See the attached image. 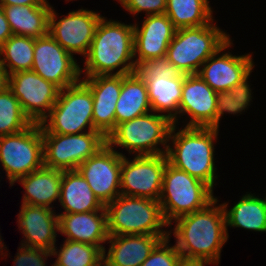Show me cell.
<instances>
[{"mask_svg":"<svg viewBox=\"0 0 266 266\" xmlns=\"http://www.w3.org/2000/svg\"><path fill=\"white\" fill-rule=\"evenodd\" d=\"M2 236H1V234H0V255H2V257H3V259H4V257L5 256H8V253H4L3 251L5 250L6 251V249H7V247H5V245H4V242H2V238H1ZM6 248V249H5Z\"/></svg>","mask_w":266,"mask_h":266,"instance_id":"obj_41","label":"cell"},{"mask_svg":"<svg viewBox=\"0 0 266 266\" xmlns=\"http://www.w3.org/2000/svg\"><path fill=\"white\" fill-rule=\"evenodd\" d=\"M105 209L109 235H169L170 226L157 200L120 194Z\"/></svg>","mask_w":266,"mask_h":266,"instance_id":"obj_5","label":"cell"},{"mask_svg":"<svg viewBox=\"0 0 266 266\" xmlns=\"http://www.w3.org/2000/svg\"><path fill=\"white\" fill-rule=\"evenodd\" d=\"M48 257H52L51 251L21 245L13 259V266H47Z\"/></svg>","mask_w":266,"mask_h":266,"instance_id":"obj_36","label":"cell"},{"mask_svg":"<svg viewBox=\"0 0 266 266\" xmlns=\"http://www.w3.org/2000/svg\"><path fill=\"white\" fill-rule=\"evenodd\" d=\"M123 156L125 154L114 150L106 143L77 168L104 206L121 194L120 177Z\"/></svg>","mask_w":266,"mask_h":266,"instance_id":"obj_17","label":"cell"},{"mask_svg":"<svg viewBox=\"0 0 266 266\" xmlns=\"http://www.w3.org/2000/svg\"><path fill=\"white\" fill-rule=\"evenodd\" d=\"M44 166L56 170H77L106 143L99 131L80 134L42 133Z\"/></svg>","mask_w":266,"mask_h":266,"instance_id":"obj_12","label":"cell"},{"mask_svg":"<svg viewBox=\"0 0 266 266\" xmlns=\"http://www.w3.org/2000/svg\"><path fill=\"white\" fill-rule=\"evenodd\" d=\"M216 197L205 208L175 219L169 236L182 258L205 260L218 266L221 250L228 241L225 212ZM172 233V234H171Z\"/></svg>","mask_w":266,"mask_h":266,"instance_id":"obj_1","label":"cell"},{"mask_svg":"<svg viewBox=\"0 0 266 266\" xmlns=\"http://www.w3.org/2000/svg\"><path fill=\"white\" fill-rule=\"evenodd\" d=\"M205 265H211V263L205 260L182 258L177 264V266H205Z\"/></svg>","mask_w":266,"mask_h":266,"instance_id":"obj_40","label":"cell"},{"mask_svg":"<svg viewBox=\"0 0 266 266\" xmlns=\"http://www.w3.org/2000/svg\"><path fill=\"white\" fill-rule=\"evenodd\" d=\"M213 191L205 182L167 162L159 203L170 228L175 219L201 210L211 203L216 198Z\"/></svg>","mask_w":266,"mask_h":266,"instance_id":"obj_7","label":"cell"},{"mask_svg":"<svg viewBox=\"0 0 266 266\" xmlns=\"http://www.w3.org/2000/svg\"><path fill=\"white\" fill-rule=\"evenodd\" d=\"M255 195L246 192L230 209L227 202L222 203L228 238V227L266 233V195L264 198Z\"/></svg>","mask_w":266,"mask_h":266,"instance_id":"obj_27","label":"cell"},{"mask_svg":"<svg viewBox=\"0 0 266 266\" xmlns=\"http://www.w3.org/2000/svg\"><path fill=\"white\" fill-rule=\"evenodd\" d=\"M146 81L135 71L122 75V88L116 103V126L151 112Z\"/></svg>","mask_w":266,"mask_h":266,"instance_id":"obj_26","label":"cell"},{"mask_svg":"<svg viewBox=\"0 0 266 266\" xmlns=\"http://www.w3.org/2000/svg\"><path fill=\"white\" fill-rule=\"evenodd\" d=\"M62 176V170L43 166L19 178L16 182H19L25 190L22 204L53 209L54 202L60 200Z\"/></svg>","mask_w":266,"mask_h":266,"instance_id":"obj_23","label":"cell"},{"mask_svg":"<svg viewBox=\"0 0 266 266\" xmlns=\"http://www.w3.org/2000/svg\"><path fill=\"white\" fill-rule=\"evenodd\" d=\"M12 34L39 38L48 34L52 5H1Z\"/></svg>","mask_w":266,"mask_h":266,"instance_id":"obj_24","label":"cell"},{"mask_svg":"<svg viewBox=\"0 0 266 266\" xmlns=\"http://www.w3.org/2000/svg\"><path fill=\"white\" fill-rule=\"evenodd\" d=\"M165 14L176 29L207 25L215 20L209 0H167Z\"/></svg>","mask_w":266,"mask_h":266,"instance_id":"obj_29","label":"cell"},{"mask_svg":"<svg viewBox=\"0 0 266 266\" xmlns=\"http://www.w3.org/2000/svg\"><path fill=\"white\" fill-rule=\"evenodd\" d=\"M136 72L142 78H169L185 77L178 68H176L166 56L150 59L149 61L141 63Z\"/></svg>","mask_w":266,"mask_h":266,"instance_id":"obj_33","label":"cell"},{"mask_svg":"<svg viewBox=\"0 0 266 266\" xmlns=\"http://www.w3.org/2000/svg\"><path fill=\"white\" fill-rule=\"evenodd\" d=\"M170 239L171 236L162 239L141 266H177L182 256L175 244L169 243Z\"/></svg>","mask_w":266,"mask_h":266,"instance_id":"obj_34","label":"cell"},{"mask_svg":"<svg viewBox=\"0 0 266 266\" xmlns=\"http://www.w3.org/2000/svg\"><path fill=\"white\" fill-rule=\"evenodd\" d=\"M168 162L166 154L122 157L121 195L159 201L163 174Z\"/></svg>","mask_w":266,"mask_h":266,"instance_id":"obj_13","label":"cell"},{"mask_svg":"<svg viewBox=\"0 0 266 266\" xmlns=\"http://www.w3.org/2000/svg\"><path fill=\"white\" fill-rule=\"evenodd\" d=\"M232 45L230 39L202 64L197 74L242 114L253 102L248 80L255 64L252 53L237 56L231 54L229 48Z\"/></svg>","mask_w":266,"mask_h":266,"instance_id":"obj_4","label":"cell"},{"mask_svg":"<svg viewBox=\"0 0 266 266\" xmlns=\"http://www.w3.org/2000/svg\"><path fill=\"white\" fill-rule=\"evenodd\" d=\"M17 226L23 235L20 245L52 251L59 232L58 214L54 209L21 204Z\"/></svg>","mask_w":266,"mask_h":266,"instance_id":"obj_19","label":"cell"},{"mask_svg":"<svg viewBox=\"0 0 266 266\" xmlns=\"http://www.w3.org/2000/svg\"><path fill=\"white\" fill-rule=\"evenodd\" d=\"M81 66L48 33L35 39L32 70L60 90L81 80Z\"/></svg>","mask_w":266,"mask_h":266,"instance_id":"obj_15","label":"cell"},{"mask_svg":"<svg viewBox=\"0 0 266 266\" xmlns=\"http://www.w3.org/2000/svg\"><path fill=\"white\" fill-rule=\"evenodd\" d=\"M230 39V35L214 21L198 27L177 29L166 57L183 74H197L202 64Z\"/></svg>","mask_w":266,"mask_h":266,"instance_id":"obj_6","label":"cell"},{"mask_svg":"<svg viewBox=\"0 0 266 266\" xmlns=\"http://www.w3.org/2000/svg\"><path fill=\"white\" fill-rule=\"evenodd\" d=\"M31 120L10 89L0 94V136L18 133L28 128Z\"/></svg>","mask_w":266,"mask_h":266,"instance_id":"obj_32","label":"cell"},{"mask_svg":"<svg viewBox=\"0 0 266 266\" xmlns=\"http://www.w3.org/2000/svg\"><path fill=\"white\" fill-rule=\"evenodd\" d=\"M35 38L13 34L0 47V66L8 74L32 70Z\"/></svg>","mask_w":266,"mask_h":266,"instance_id":"obj_30","label":"cell"},{"mask_svg":"<svg viewBox=\"0 0 266 266\" xmlns=\"http://www.w3.org/2000/svg\"><path fill=\"white\" fill-rule=\"evenodd\" d=\"M82 60H85L84 68H80V73L85 74L84 77L135 72L134 24L107 20L103 16L96 27L88 53Z\"/></svg>","mask_w":266,"mask_h":266,"instance_id":"obj_2","label":"cell"},{"mask_svg":"<svg viewBox=\"0 0 266 266\" xmlns=\"http://www.w3.org/2000/svg\"><path fill=\"white\" fill-rule=\"evenodd\" d=\"M139 27L134 24V61L136 67L150 59L166 56L176 28L168 16L156 14L145 16Z\"/></svg>","mask_w":266,"mask_h":266,"instance_id":"obj_18","label":"cell"},{"mask_svg":"<svg viewBox=\"0 0 266 266\" xmlns=\"http://www.w3.org/2000/svg\"><path fill=\"white\" fill-rule=\"evenodd\" d=\"M148 88V98L153 112L167 116L179 125V104L184 77L143 78ZM179 121V122H178Z\"/></svg>","mask_w":266,"mask_h":266,"instance_id":"obj_28","label":"cell"},{"mask_svg":"<svg viewBox=\"0 0 266 266\" xmlns=\"http://www.w3.org/2000/svg\"><path fill=\"white\" fill-rule=\"evenodd\" d=\"M9 89V74L0 66V94Z\"/></svg>","mask_w":266,"mask_h":266,"instance_id":"obj_39","label":"cell"},{"mask_svg":"<svg viewBox=\"0 0 266 266\" xmlns=\"http://www.w3.org/2000/svg\"><path fill=\"white\" fill-rule=\"evenodd\" d=\"M59 232L66 240L101 247L103 250L109 234L106 209L84 213H58Z\"/></svg>","mask_w":266,"mask_h":266,"instance_id":"obj_21","label":"cell"},{"mask_svg":"<svg viewBox=\"0 0 266 266\" xmlns=\"http://www.w3.org/2000/svg\"><path fill=\"white\" fill-rule=\"evenodd\" d=\"M9 23L6 19L5 13L0 5V47L12 36Z\"/></svg>","mask_w":266,"mask_h":266,"instance_id":"obj_37","label":"cell"},{"mask_svg":"<svg viewBox=\"0 0 266 266\" xmlns=\"http://www.w3.org/2000/svg\"><path fill=\"white\" fill-rule=\"evenodd\" d=\"M224 113L239 114L198 74L185 75L179 104V120L181 116L187 115L185 118L187 122L183 124L185 127L219 128Z\"/></svg>","mask_w":266,"mask_h":266,"instance_id":"obj_10","label":"cell"},{"mask_svg":"<svg viewBox=\"0 0 266 266\" xmlns=\"http://www.w3.org/2000/svg\"><path fill=\"white\" fill-rule=\"evenodd\" d=\"M9 89L32 123H41L55 105L60 89L33 70L9 75Z\"/></svg>","mask_w":266,"mask_h":266,"instance_id":"obj_16","label":"cell"},{"mask_svg":"<svg viewBox=\"0 0 266 266\" xmlns=\"http://www.w3.org/2000/svg\"><path fill=\"white\" fill-rule=\"evenodd\" d=\"M61 16L62 18H59L55 9L51 7L48 33L68 53L73 56L79 54L84 58L92 43L96 27L103 17L102 14L81 8Z\"/></svg>","mask_w":266,"mask_h":266,"instance_id":"obj_14","label":"cell"},{"mask_svg":"<svg viewBox=\"0 0 266 266\" xmlns=\"http://www.w3.org/2000/svg\"><path fill=\"white\" fill-rule=\"evenodd\" d=\"M93 96V125L106 139L116 128V103L122 88V75H99L81 79Z\"/></svg>","mask_w":266,"mask_h":266,"instance_id":"obj_20","label":"cell"},{"mask_svg":"<svg viewBox=\"0 0 266 266\" xmlns=\"http://www.w3.org/2000/svg\"><path fill=\"white\" fill-rule=\"evenodd\" d=\"M123 9L134 17L139 13L145 12L146 16L164 14L167 0H118Z\"/></svg>","mask_w":266,"mask_h":266,"instance_id":"obj_35","label":"cell"},{"mask_svg":"<svg viewBox=\"0 0 266 266\" xmlns=\"http://www.w3.org/2000/svg\"><path fill=\"white\" fill-rule=\"evenodd\" d=\"M169 235H109L103 258L112 266H141L155 246ZM107 252V254H106Z\"/></svg>","mask_w":266,"mask_h":266,"instance_id":"obj_22","label":"cell"},{"mask_svg":"<svg viewBox=\"0 0 266 266\" xmlns=\"http://www.w3.org/2000/svg\"><path fill=\"white\" fill-rule=\"evenodd\" d=\"M96 266H112L110 265L104 258H102L97 264Z\"/></svg>","mask_w":266,"mask_h":266,"instance_id":"obj_42","label":"cell"},{"mask_svg":"<svg viewBox=\"0 0 266 266\" xmlns=\"http://www.w3.org/2000/svg\"><path fill=\"white\" fill-rule=\"evenodd\" d=\"M92 114L93 96L80 80L60 90L50 114L40 123L41 131L66 135L96 131Z\"/></svg>","mask_w":266,"mask_h":266,"instance_id":"obj_9","label":"cell"},{"mask_svg":"<svg viewBox=\"0 0 266 266\" xmlns=\"http://www.w3.org/2000/svg\"><path fill=\"white\" fill-rule=\"evenodd\" d=\"M59 203L64 209L61 213H84L105 208L78 170L63 171Z\"/></svg>","mask_w":266,"mask_h":266,"instance_id":"obj_25","label":"cell"},{"mask_svg":"<svg viewBox=\"0 0 266 266\" xmlns=\"http://www.w3.org/2000/svg\"><path fill=\"white\" fill-rule=\"evenodd\" d=\"M0 165L10 186L44 166L41 124L32 123L18 133L0 136Z\"/></svg>","mask_w":266,"mask_h":266,"instance_id":"obj_11","label":"cell"},{"mask_svg":"<svg viewBox=\"0 0 266 266\" xmlns=\"http://www.w3.org/2000/svg\"><path fill=\"white\" fill-rule=\"evenodd\" d=\"M172 126L167 116L151 111L118 124L106 140L114 150L125 148L135 156L166 154Z\"/></svg>","mask_w":266,"mask_h":266,"instance_id":"obj_8","label":"cell"},{"mask_svg":"<svg viewBox=\"0 0 266 266\" xmlns=\"http://www.w3.org/2000/svg\"><path fill=\"white\" fill-rule=\"evenodd\" d=\"M47 0H0V5H43Z\"/></svg>","mask_w":266,"mask_h":266,"instance_id":"obj_38","label":"cell"},{"mask_svg":"<svg viewBox=\"0 0 266 266\" xmlns=\"http://www.w3.org/2000/svg\"><path fill=\"white\" fill-rule=\"evenodd\" d=\"M56 266H96L103 258V249L91 244L64 239L60 249L53 248Z\"/></svg>","mask_w":266,"mask_h":266,"instance_id":"obj_31","label":"cell"},{"mask_svg":"<svg viewBox=\"0 0 266 266\" xmlns=\"http://www.w3.org/2000/svg\"><path fill=\"white\" fill-rule=\"evenodd\" d=\"M182 127L173 124L171 128L166 151L168 163L215 188L218 176L214 142L218 140L219 128Z\"/></svg>","mask_w":266,"mask_h":266,"instance_id":"obj_3","label":"cell"}]
</instances>
